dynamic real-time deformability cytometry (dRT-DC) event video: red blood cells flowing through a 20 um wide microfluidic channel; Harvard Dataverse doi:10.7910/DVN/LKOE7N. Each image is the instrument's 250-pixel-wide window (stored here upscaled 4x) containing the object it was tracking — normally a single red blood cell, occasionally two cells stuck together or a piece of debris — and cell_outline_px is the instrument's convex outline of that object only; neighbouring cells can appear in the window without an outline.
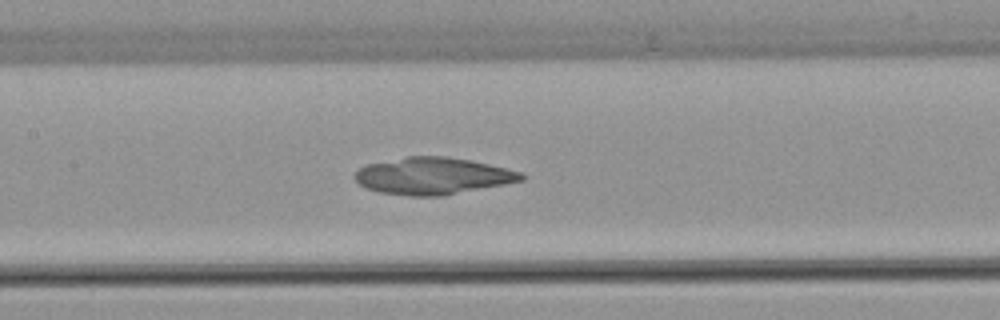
{"species": "common noctule bat (a hibernating species)", "species_latin": "Nyctalus noctula", "temperature_condition": "warm", "stored_images_in_passage": 40, "camera_frame_rate_fps": 3000, "um_per_image_px": 0.085, "animal": {"sex": "female", "body_mass_g": 22.7, "forearm_length_mm": 54.2}, "frame": {"image": 1, "passage_image": 16, "time_ms": 5.0, "image_size_px": [1000, 320], "cell_outline_px": [[524, 180], [444, 196], [408, 196], [380, 192], [364, 188], [352, 176], [360, 168], [368, 164], [408, 156], [444, 156], [472, 160], [508, 168], [520, 172], [524, 176]], "centroid_in_image_um": [36.79, 14.96], "position_along_channel_um": 170.6, "area_um2": 35.89}}
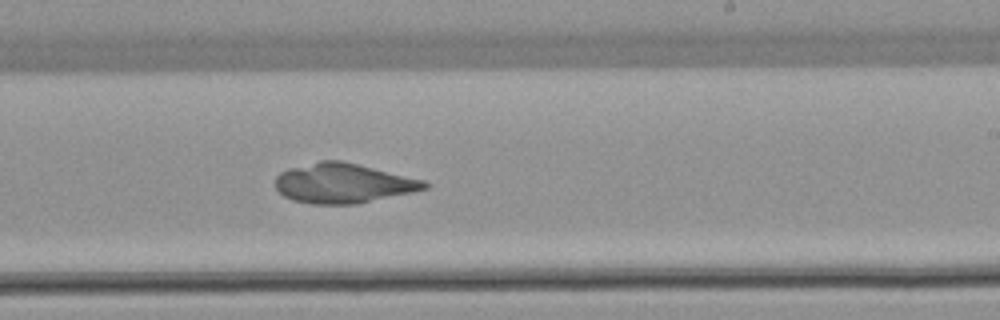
{"frame": {"image": 2, "passage_image": 23, "time_ms": 7.333, "image_size_px": [1000, 320], "cell_outline_px": [[428, 188], [412, 192], [356, 204], [312, 204], [292, 200], [284, 196], [276, 188], [276, 176], [280, 172], [288, 168], [320, 160], [340, 160], [424, 180], [428, 184]], "centroid_in_image_um": [29.13, 15.57], "position_along_channel_um": 259.9, "area_um2": 34.33}}